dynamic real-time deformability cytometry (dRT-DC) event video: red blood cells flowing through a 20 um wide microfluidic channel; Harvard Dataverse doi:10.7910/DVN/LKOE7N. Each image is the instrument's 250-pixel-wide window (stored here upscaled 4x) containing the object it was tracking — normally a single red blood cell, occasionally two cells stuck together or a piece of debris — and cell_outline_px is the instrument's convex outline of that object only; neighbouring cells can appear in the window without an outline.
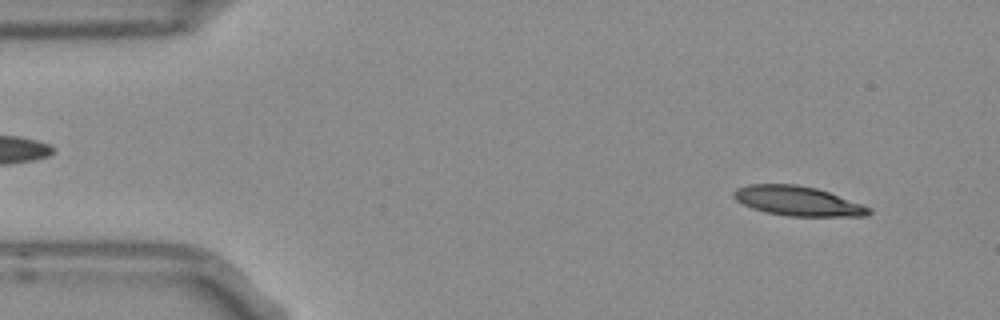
{"species": "Egyptian fruit bat (a non-hibernating species)", "species_latin": "Rousettus aegyptiacus", "temperature_condition": "room temperature", "stored_images_in_passage": 7, "camera_frame_rate_fps": 3000, "um_per_image_px": 0.085, "frame": {"image": 1, "passage_image": 1, "time_ms": 0.0, "image_size_px": [1000, 320], "cell_outline_px": [[872, 212], [868, 216], [788, 216], [768, 212], [752, 208], [736, 200], [732, 196], [732, 192], [736, 188], [748, 184], [796, 184], [816, 188], [828, 192], [872, 208]], "centroid_in_image_um": [67.79, 17.08], "position_along_channel_um": 17.2, "area_um2": 23.18}}
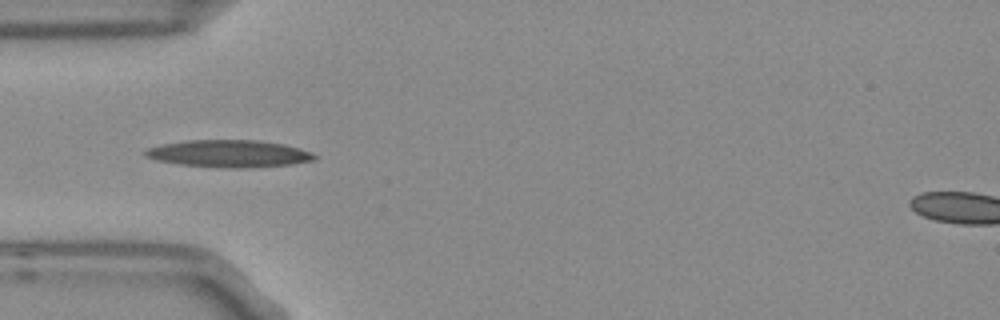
{"frame": {"image": 2, "passage_image": 4, "time_ms": 1.0, "image_size_px": [1000, 320], "cell_outline_px": [[316, 160], [292, 164], [244, 168], [232, 168], [180, 164], [160, 160], [144, 156], [144, 152], [148, 148], [164, 144], [188, 140], [256, 140], [284, 144], [312, 152], [316, 156]], "centroid_in_image_um": [19.51, 13.05], "position_along_channel_um": 65.5, "area_um2": 26.53}}
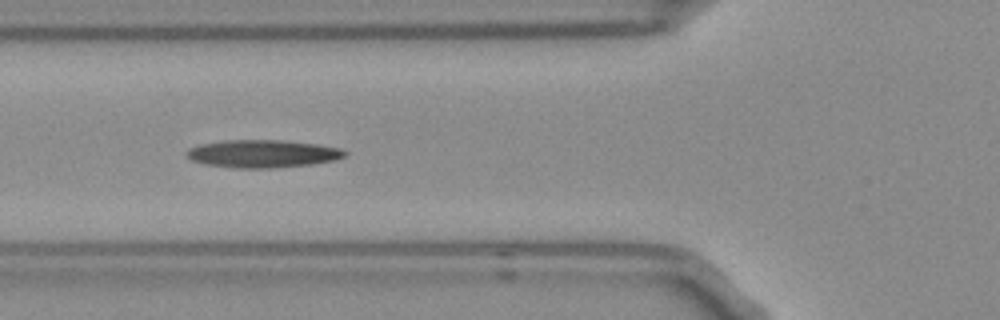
{"frame": {"image": 3, "passage_image": 5, "time_ms": 1.333, "image_size_px": [1000, 320], "cell_outline_px": [[348, 152], [344, 156], [336, 160], [312, 164], [272, 168], [232, 168], [204, 164], [192, 160], [184, 156], [184, 152], [188, 148], [200, 144], [224, 140], [284, 140], [316, 144], [340, 148]], "centroid_in_image_um": [22.27, 13.07], "position_along_channel_um": 103.5, "area_um2": 25.84}}